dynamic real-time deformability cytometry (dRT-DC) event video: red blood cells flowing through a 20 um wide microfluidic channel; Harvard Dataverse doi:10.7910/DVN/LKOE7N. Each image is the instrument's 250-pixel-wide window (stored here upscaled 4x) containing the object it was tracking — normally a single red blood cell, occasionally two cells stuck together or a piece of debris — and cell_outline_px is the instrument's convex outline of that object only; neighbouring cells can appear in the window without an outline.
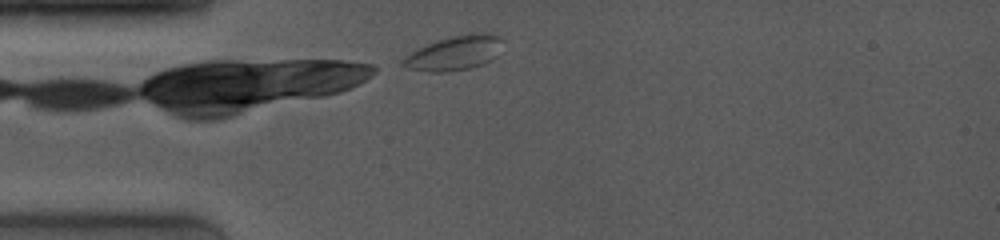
{"species": "common noctule bat (a hibernating species)", "species_latin": "Nyctalus noctula", "temperature_condition": "room temperature", "stored_images_in_passage": 37, "camera_frame_rate_fps": 4000, "um_per_image_px": 0.085, "animal": {"sex": "female", "body_mass_g": 19.0, "forearm_length_mm": 53.3}, "frame": {"image": 1, "passage_image": 1, "time_ms": 0.0, "image_size_px": [1000, 240], "cell_outline_px": [[504, 40], [496, 56], [492, 60], [484, 64], [472, 68], [444, 72], [432, 72], [408, 68], [400, 64], [400, 60], [404, 56], [436, 40], [456, 36], [484, 32], [492, 32], [504, 36]], "centroid_in_image_um": [38.69, 4.5], "position_along_channel_um": 46.3, "area_um2": 20.17}}
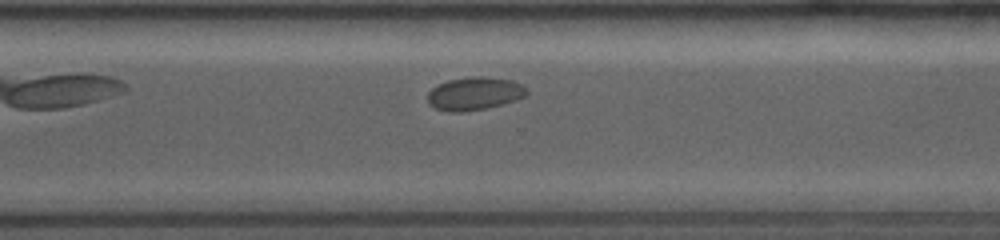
{"frame": {"image": 2, "passage_image": 26, "time_ms": 8.0, "image_size_px": [1000, 240], "cell_outline_px": [[528, 92], [524, 96], [500, 104], [484, 108], [464, 112], [448, 112], [436, 108], [428, 104], [428, 92], [432, 88], [448, 80], [472, 76], [488, 76], [512, 80], [520, 84]], "centroid_in_image_um": [40.28, 7.94], "position_along_channel_um": 330.3, "area_um2": 18.84}}
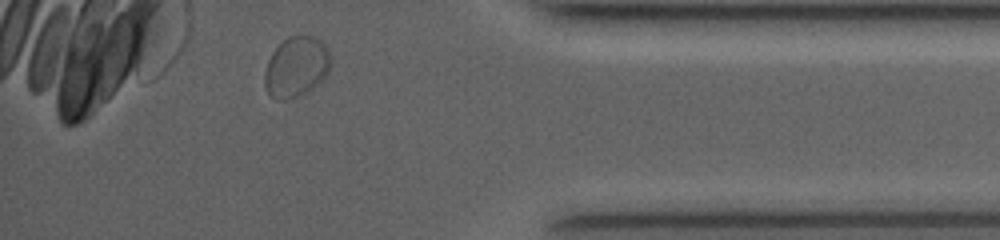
{"frame": {"image": 3, "passage_image": 35, "time_ms": 10.5, "image_size_px": [1000, 240], "cell_outline_px": [[332, 60], [328, 72], [312, 88], [288, 100], [276, 100], [268, 92], [264, 84], [264, 72], [268, 60], [272, 52], [288, 36], [312, 36], [320, 40], [328, 48]], "centroid_in_image_um": [25.18, 5.67], "position_along_channel_um": 410.0, "area_um2": 23.06}, "authors_computed_cell_mechanics": {"area_um2": 18.6116, "velocity_mm_per_s": 3.7497, "shape_relaxation_time_tau1_ms": 1.1399, "shape_relaxation_time_tau2_ms": 0.7115, "deformation_change_tau1": 0.0323, "deformation_change_tau2": 0.0239}}